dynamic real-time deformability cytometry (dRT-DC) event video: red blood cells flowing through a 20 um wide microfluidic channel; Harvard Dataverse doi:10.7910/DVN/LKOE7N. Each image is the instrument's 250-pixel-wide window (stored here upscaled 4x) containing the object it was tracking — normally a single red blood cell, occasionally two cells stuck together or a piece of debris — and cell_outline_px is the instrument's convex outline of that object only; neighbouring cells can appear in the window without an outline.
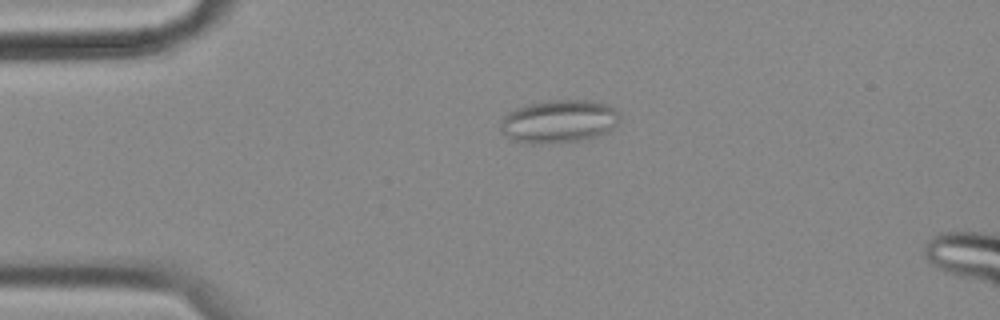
{"species": "common noctule bat (a hibernating species)", "species_latin": "Nyctalus noctula", "temperature_condition": "cold", "stored_images_in_passage": 57, "camera_frame_rate_fps": 3000, "um_per_image_px": 0.085, "animal": {"sex": "female", "body_mass_g": 18.4}, "frame": {"image": 1, "passage_image": 13, "time_ms": 4.0, "image_size_px": [1000, 320], "cell_outline_px": [[620, 116], [616, 124], [608, 132], [596, 136], [580, 140], [540, 144], [532, 144], [512, 140], [500, 132], [500, 120], [508, 112], [516, 108], [548, 100], [588, 100], [604, 104], [616, 108], [620, 112]], "centroid_in_image_um": [47.48, 10.32], "position_along_channel_um": 37.5, "area_um2": 29.94}}
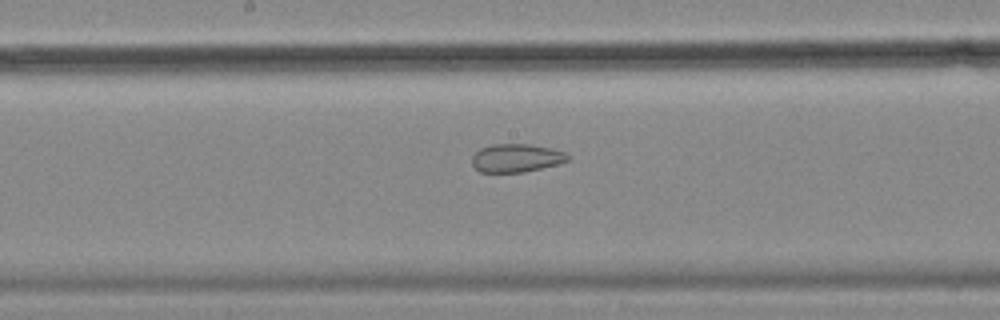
{"frame": {"image": 2, "passage_image": 30, "time_ms": 9.667, "image_size_px": [1000, 320], "cell_outline_px": [[572, 156], [568, 160], [556, 164], [524, 172], [480, 172], [472, 164], [472, 156], [480, 148], [492, 144], [528, 144], [552, 148], [568, 152]], "centroid_in_image_um": [43.91, 13.42], "position_along_channel_um": 204.3, "area_um2": 15.84}}
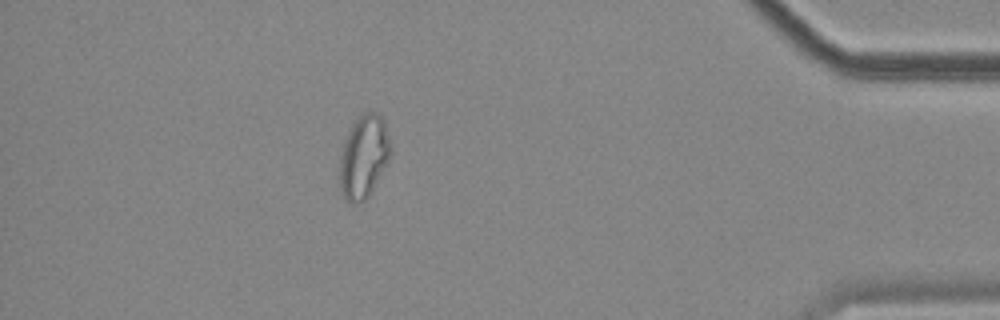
{"frame": {"image": 3, "passage_image": 51, "time_ms": 16.667, "image_size_px": [1000, 320], "cell_outline_px": [[392, 152], [388, 160], [368, 196], [364, 200], [352, 204], [344, 196], [340, 188], [340, 156], [348, 132], [352, 124], [364, 112], [376, 112], [384, 120], [392, 148]], "centroid_in_image_um": [30.93, 13.29], "position_along_channel_um": 404.3, "area_um2": 24.16}, "authors_computed_cell_mechanics": {"area_um2": 23.12, "velocity_mm_per_s": 3.5063, "shape_relaxation_time_tau1_ms": null, "shape_relaxation_time_tau2_ms": 2.1756, "deformation_change_tau1": null, "deformation_change_tau2": 0.0827}}